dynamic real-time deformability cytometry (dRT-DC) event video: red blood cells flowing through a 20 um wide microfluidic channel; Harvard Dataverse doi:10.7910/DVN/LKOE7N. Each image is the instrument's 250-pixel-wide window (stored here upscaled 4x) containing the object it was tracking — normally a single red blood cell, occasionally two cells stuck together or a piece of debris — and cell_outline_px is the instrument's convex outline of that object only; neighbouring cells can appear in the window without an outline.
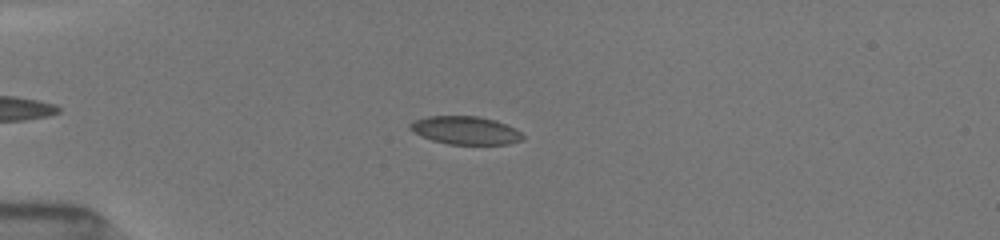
{"species": "common noctule bat (a hibernating species)", "species_latin": "Nyctalus noctula", "temperature_condition": "room temperature", "stored_images_in_passage": 46, "camera_frame_rate_fps": 3000, "um_per_image_px": 0.085, "animal": {"sex": "female", "body_mass_g": 19.5, "forearm_length_mm": 54.1}, "frame": {"image": 1, "passage_image": 13, "time_ms": 4.0, "image_size_px": [1000, 240], "cell_outline_px": [[524, 140], [508, 144], [448, 144], [432, 140], [420, 136], [412, 132], [408, 128], [408, 124], [416, 120], [428, 116], [476, 116], [496, 120], [516, 128], [524, 136]], "centroid_in_image_um": [39.56, 11.08], "position_along_channel_um": 45.4, "area_um2": 18.61}}
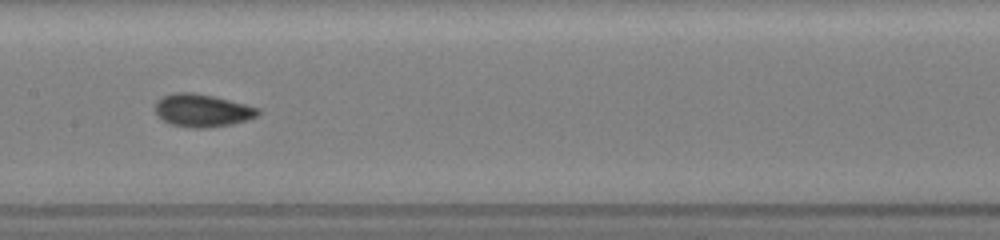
{"frame": {"image": 2, "passage_image": 26, "time_ms": 8.333, "image_size_px": [1000, 240], "cell_outline_px": [[260, 112], [256, 116], [232, 124], [204, 128], [192, 128], [172, 124], [164, 120], [156, 112], [156, 100], [172, 92], [192, 92], [212, 96], [260, 108]], "centroid_in_image_um": [17.18, 9.38], "position_along_channel_um": 190.2, "area_um2": 19.31}}
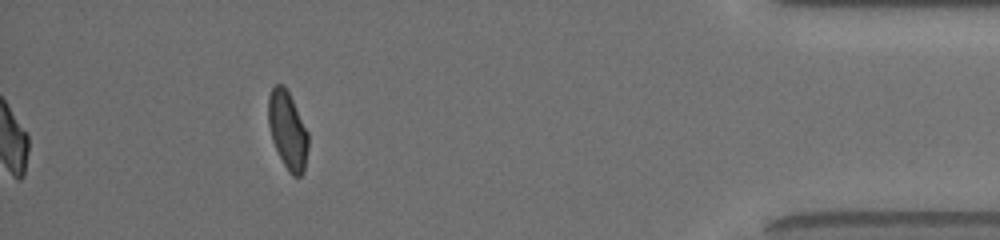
{"frame": {"image": 3, "passage_image": 46, "time_ms": 15.0, "image_size_px": [1000, 240], "cell_outline_px": [[308, 148], [304, 172], [300, 176], [292, 176], [288, 172], [272, 140], [268, 124], [268, 96], [272, 88], [276, 84], [284, 84], [308, 132]], "centroid_in_image_um": [24.44, 11.08], "position_along_channel_um": 410.8, "area_um2": 17.98}, "authors_computed_cell_mechanics": {"area_um2": 18.7561, "velocity_mm_per_s": 4.018, "shape_relaxation_time_tau1_ms": 3.8984, "shape_relaxation_time_tau2_ms": 2.4177, "deformation_change_tau1": 0.112, "deformation_change_tau2": 0.0371}}